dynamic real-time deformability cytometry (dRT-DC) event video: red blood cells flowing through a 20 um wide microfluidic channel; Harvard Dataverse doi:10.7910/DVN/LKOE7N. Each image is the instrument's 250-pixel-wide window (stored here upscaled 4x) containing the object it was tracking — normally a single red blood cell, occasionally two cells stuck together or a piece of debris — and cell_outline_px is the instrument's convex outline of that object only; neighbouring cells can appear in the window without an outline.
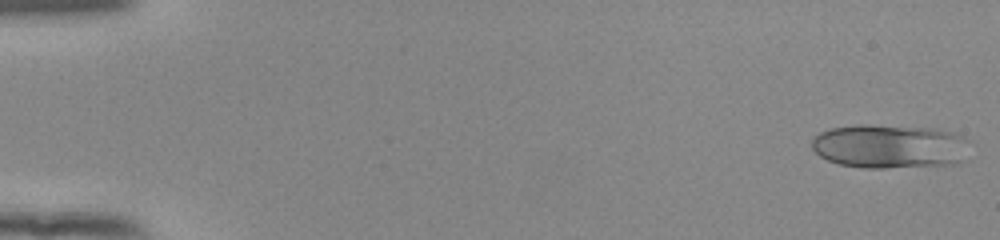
{"species": "human", "species_latin": "Homo sapiens", "temperature_condition": "room temperature", "stored_images_in_passage": 17, "camera_frame_rate_fps": 3000, "um_per_image_px": 0.085, "donor": {"sex": "female"}, "frame": {"image": 1, "passage_image": 1, "time_ms": 0.0, "image_size_px": [1000, 240], "cell_outline_px": [[972, 140], [960, 160], [956, 164], [884, 168], [864, 168], [840, 164], [828, 160], [820, 156], [812, 148], [812, 140], [820, 132], [832, 128], [860, 124], [868, 124], [932, 128], [952, 132], [964, 136]], "centroid_in_image_um": [75.64, 12.43], "position_along_channel_um": 9.4, "area_um2": 40.63}}
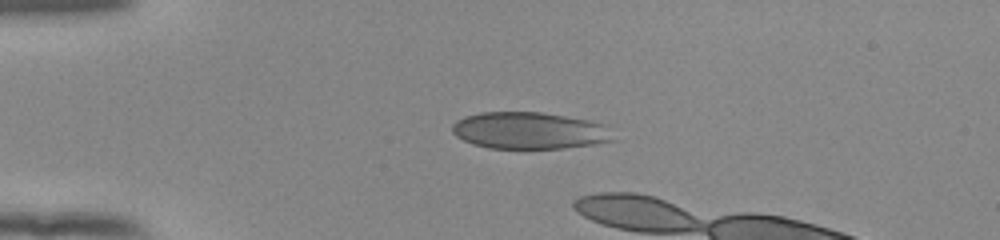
{"frame": {"image": 2, "passage_image": 13, "time_ms": 4.0, "image_size_px": [1000, 240], "cell_outline_px": [[616, 140], [596, 144], [564, 148], [488, 148], [472, 144], [456, 136], [452, 132], [452, 124], [456, 120], [464, 116], [480, 112], [540, 112], [588, 120], [604, 124]], "centroid_in_image_um": [44.97, 11.1], "position_along_channel_um": 40.0, "area_um2": 34.62}}